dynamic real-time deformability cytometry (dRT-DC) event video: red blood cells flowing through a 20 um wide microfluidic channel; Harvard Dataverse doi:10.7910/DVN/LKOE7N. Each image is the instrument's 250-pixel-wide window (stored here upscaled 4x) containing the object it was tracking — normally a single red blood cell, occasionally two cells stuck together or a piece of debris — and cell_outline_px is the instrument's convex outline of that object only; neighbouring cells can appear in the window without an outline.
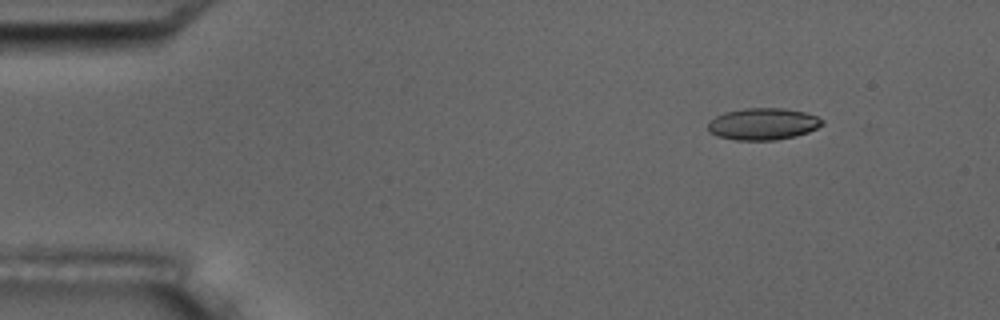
{"species": "common noctule bat (a hibernating species)", "species_latin": "Nyctalus noctula", "temperature_condition": "room temperature", "stored_images_in_passage": 5, "camera_frame_rate_fps": 3000, "um_per_image_px": 0.085, "animal": {"sex": "male", "body_mass_g": 17.5, "forearm_length_mm": 52.3}, "frame": {"image": 1, "passage_image": 2, "time_ms": 1.0, "image_size_px": [1000, 320], "cell_outline_px": [[824, 124], [808, 132], [796, 136], [776, 140], [736, 140], [716, 136], [708, 132], [708, 120], [724, 112], [744, 108], [784, 108], [804, 112], [816, 116], [824, 120]], "centroid_in_image_um": [64.83, 10.54], "position_along_channel_um": 20.2, "area_um2": 21.39}}
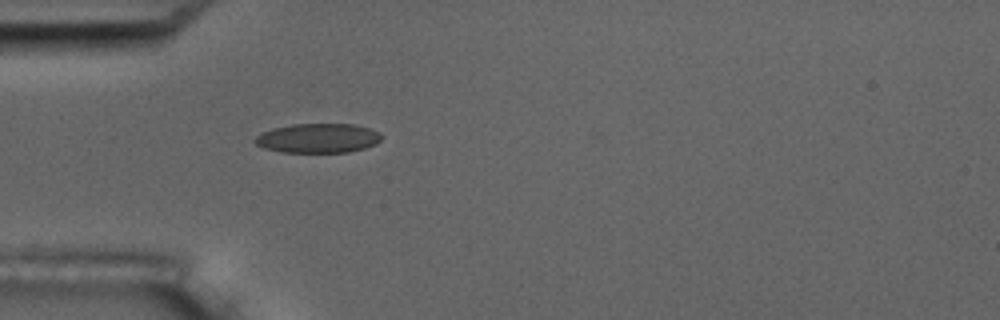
{"frame": {"image": 2, "passage_image": 5, "time_ms": 4.333, "image_size_px": [1000, 320], "cell_outline_px": [[384, 136], [376, 144], [364, 148], [348, 152], [280, 152], [264, 148], [256, 144], [252, 140], [256, 136], [272, 128], [292, 124], [352, 124], [368, 128], [380, 132]], "centroid_in_image_um": [27.03, 11.74], "position_along_channel_um": 58.0, "area_um2": 21.73}}